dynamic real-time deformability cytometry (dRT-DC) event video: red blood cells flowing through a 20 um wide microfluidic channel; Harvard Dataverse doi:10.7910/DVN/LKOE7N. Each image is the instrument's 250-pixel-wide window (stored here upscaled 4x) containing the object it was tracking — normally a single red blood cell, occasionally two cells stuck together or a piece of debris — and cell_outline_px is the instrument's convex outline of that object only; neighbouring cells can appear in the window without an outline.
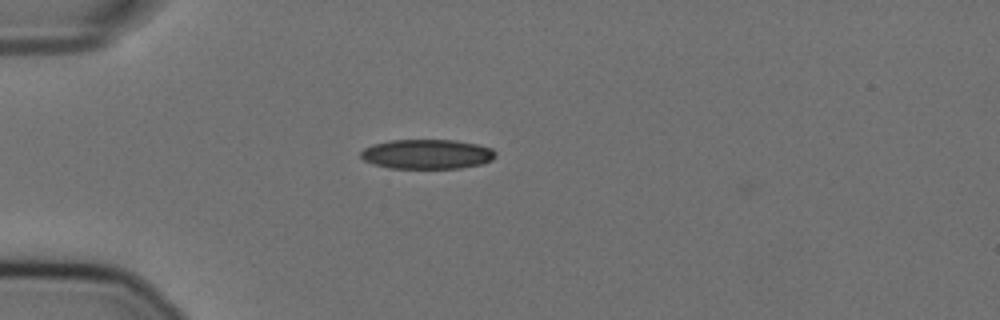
{"species": "Egyptian fruit bat (a non-hibernating species)", "species_latin": "Rousettus aegyptiacus", "temperature_condition": "cold", "stored_images_in_passage": 3, "camera_frame_rate_fps": 3000, "um_per_image_px": 0.085, "animal": {"sex": "female"}, "frame": {"image": 1, "passage_image": 1, "time_ms": 0.0, "image_size_px": [1000, 320], "cell_outline_px": [[496, 156], [492, 160], [484, 164], [460, 168], [388, 168], [372, 164], [364, 160], [360, 156], [360, 152], [364, 148], [372, 144], [392, 140], [456, 140], [476, 144], [492, 148], [496, 152]], "centroid_in_image_um": [36.3, 13.1], "position_along_channel_um": 48.7, "area_um2": 23.47}}